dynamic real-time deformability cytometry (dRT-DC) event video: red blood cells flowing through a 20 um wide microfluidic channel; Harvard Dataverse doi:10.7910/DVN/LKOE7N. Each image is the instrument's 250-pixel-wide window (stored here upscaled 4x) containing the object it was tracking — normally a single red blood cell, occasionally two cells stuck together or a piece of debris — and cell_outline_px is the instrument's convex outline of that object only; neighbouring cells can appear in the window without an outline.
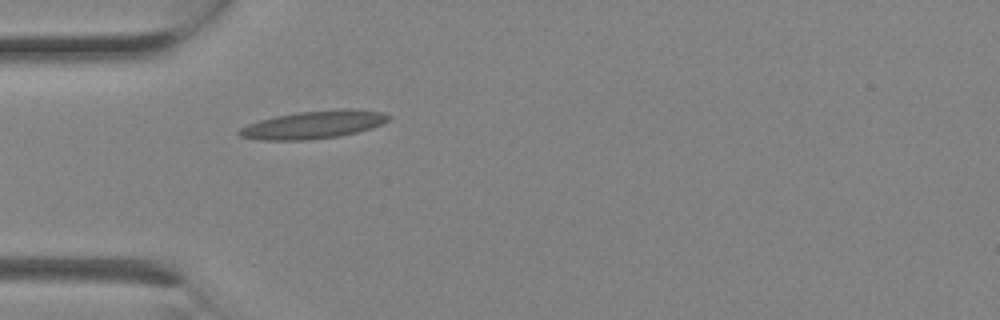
{"species": "Egyptian fruit bat (a non-hibernating species)", "species_latin": "Rousettus aegyptiacus", "temperature_condition": "room temperature", "stored_images_in_passage": 2, "camera_frame_rate_fps": 3000, "um_per_image_px": 0.085, "animal": {"sex": "female"}, "frame": {"image": 1, "passage_image": 2, "time_ms": 0.333, "image_size_px": [1000, 320], "cell_outline_px": [[392, 116], [388, 120], [372, 128], [340, 136], [308, 140], [260, 140], [240, 136], [236, 132], [240, 128], [248, 124], [260, 120], [276, 116], [300, 112], [344, 108], [352, 108], [384, 112]], "centroid_in_image_um": [26.67, 10.59], "position_along_channel_um": 58.3, "area_um2": 24.28}}